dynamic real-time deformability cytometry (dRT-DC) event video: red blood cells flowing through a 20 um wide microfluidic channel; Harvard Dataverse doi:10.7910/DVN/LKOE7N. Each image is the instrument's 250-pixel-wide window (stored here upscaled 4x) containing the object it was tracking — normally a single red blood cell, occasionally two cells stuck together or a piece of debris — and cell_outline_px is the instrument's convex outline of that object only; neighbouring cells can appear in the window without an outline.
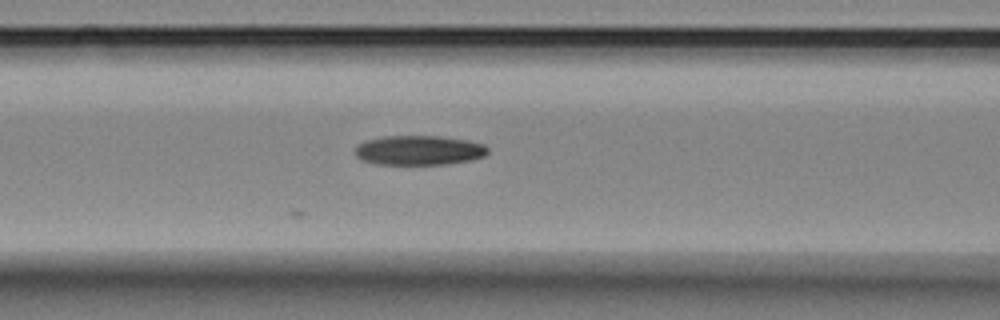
{"species": "Egyptian fruit bat (a non-hibernating species)", "species_latin": "Rousettus aegyptiacus", "temperature_condition": "room temperature", "stored_images_in_passage": 7, "camera_frame_rate_fps": 3000, "um_per_image_px": 0.085, "animal": {"sex": "female"}, "frame": {"image": 1, "passage_image": 7, "time_ms": 2.0, "image_size_px": [1000, 320], "cell_outline_px": [[488, 152], [484, 156], [472, 160], [444, 164], [380, 164], [364, 160], [356, 156], [356, 144], [368, 140], [384, 136], [440, 136], [464, 140], [484, 144], [488, 148]], "centroid_in_image_um": [35.63, 12.77], "position_along_channel_um": 131.0, "area_um2": 22.66}}